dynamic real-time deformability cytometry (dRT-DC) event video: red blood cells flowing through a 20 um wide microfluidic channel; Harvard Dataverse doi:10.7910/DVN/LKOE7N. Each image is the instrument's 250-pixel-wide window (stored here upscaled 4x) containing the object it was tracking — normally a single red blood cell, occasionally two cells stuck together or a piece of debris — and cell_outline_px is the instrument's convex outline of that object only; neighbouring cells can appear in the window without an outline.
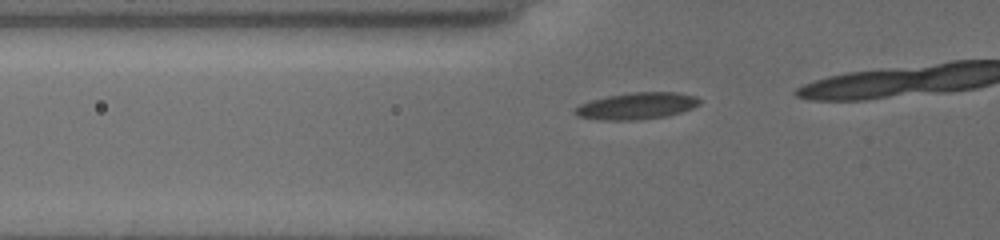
{"species": "common noctule bat (a hibernating species)", "species_latin": "Nyctalus noctula", "temperature_condition": "cold", "stored_images_in_passage": 27, "camera_frame_rate_fps": 3000, "um_per_image_px": 0.085, "animal": {"sex": "female", "body_mass_g": 19.5, "forearm_length_mm": 54.1}, "frame": {"image": 1, "passage_image": 18, "time_ms": 4.333, "image_size_px": [1000, 240], "cell_outline_px": [[700, 104], [692, 108], [668, 116], [640, 120], [600, 120], [576, 116], [572, 112], [580, 104], [592, 100], [608, 96], [632, 92], [676, 92], [692, 96], [700, 100]], "centroid_in_image_um": [54.09, 9.02], "position_along_channel_um": 71.7, "area_um2": 19.36}}
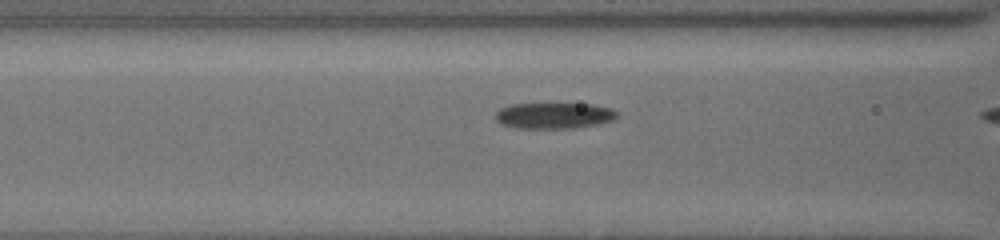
{"frame": {"image": 2, "passage_image": 24, "time_ms": 5.667, "image_size_px": [1000, 240], "cell_outline_px": [[616, 116], [612, 120], [596, 124], [572, 128], [516, 128], [500, 124], [496, 120], [496, 112], [500, 108], [512, 104], [592, 104], [608, 108], [616, 112]], "centroid_in_image_um": [47.02, 9.83], "position_along_channel_um": 119.6, "area_um2": 18.15}}